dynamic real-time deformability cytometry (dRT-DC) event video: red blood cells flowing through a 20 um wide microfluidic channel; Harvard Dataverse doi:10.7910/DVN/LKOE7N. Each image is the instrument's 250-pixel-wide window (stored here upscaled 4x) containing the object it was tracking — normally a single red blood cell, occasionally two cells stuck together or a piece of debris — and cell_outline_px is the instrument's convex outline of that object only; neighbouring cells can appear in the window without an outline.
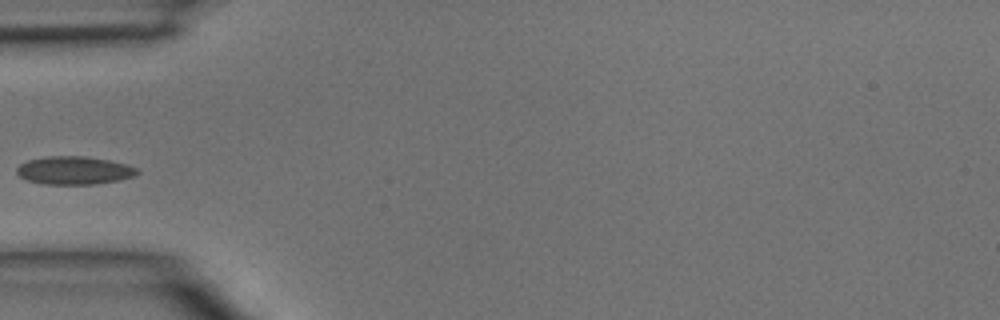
{"species": "common noctule bat (a hibernating species)", "species_latin": "Nyctalus noctula", "temperature_condition": "room temperature", "stored_images_in_passage": 3, "camera_frame_rate_fps": 3000, "um_per_image_px": 0.085, "animal": {"sex": "male", "body_mass_g": 15.6}, "frame": {"image": 1, "passage_image": 3, "time_ms": 0.667, "image_size_px": [1000, 320], "cell_outline_px": [[140, 172], [136, 176], [120, 180], [96, 184], [44, 184], [24, 180], [16, 172], [16, 168], [20, 164], [28, 160], [48, 156], [84, 156], [108, 160], [128, 164], [140, 168]], "centroid_in_image_um": [6.35, 14.49], "position_along_channel_um": 78.7, "area_um2": 20.0}}